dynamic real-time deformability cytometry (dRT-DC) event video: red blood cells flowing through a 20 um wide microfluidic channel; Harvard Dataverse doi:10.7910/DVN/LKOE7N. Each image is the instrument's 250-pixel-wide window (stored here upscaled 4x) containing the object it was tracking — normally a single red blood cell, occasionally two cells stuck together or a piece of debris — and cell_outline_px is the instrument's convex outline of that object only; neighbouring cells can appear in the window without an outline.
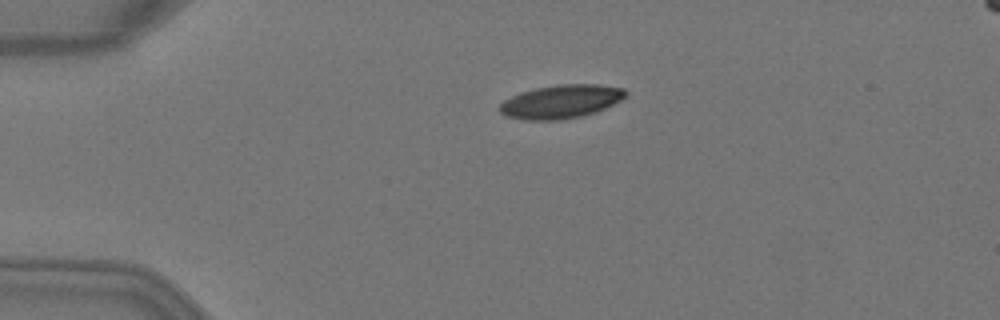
{"species": "Egyptian fruit bat (a non-hibernating species)", "species_latin": "Rousettus aegyptiacus", "temperature_condition": "warm", "stored_images_in_passage": 2, "camera_frame_rate_fps": 3000, "um_per_image_px": 0.085, "animal": {"sex": "female"}, "frame": {"image": 1, "passage_image": 1, "time_ms": 0.0, "image_size_px": [1000, 320], "cell_outline_px": [[628, 96], [596, 112], [580, 116], [560, 120], [524, 120], [508, 116], [500, 112], [500, 104], [504, 100], [520, 92], [536, 88], [556, 84], [600, 84], [624, 88], [628, 92]], "centroid_in_image_um": [47.71, 8.62], "position_along_channel_um": 37.3, "area_um2": 24.62}}